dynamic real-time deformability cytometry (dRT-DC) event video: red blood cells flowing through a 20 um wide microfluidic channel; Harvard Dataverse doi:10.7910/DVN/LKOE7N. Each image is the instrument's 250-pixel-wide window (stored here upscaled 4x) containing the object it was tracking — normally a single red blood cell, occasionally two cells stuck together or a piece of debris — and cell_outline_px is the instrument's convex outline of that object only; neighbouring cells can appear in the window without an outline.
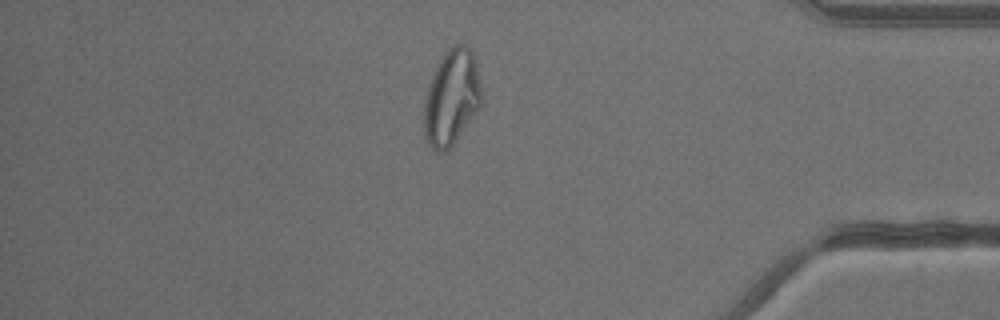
{"species": "common noctule bat (a hibernating species)", "species_latin": "Nyctalus noctula", "temperature_condition": "warm", "stored_images_in_passage": 40, "camera_frame_rate_fps": 3000, "um_per_image_px": 0.085, "animal": {"sex": "male", "body_mass_g": 13.3}, "frame": {"image": 1, "passage_image": 34, "time_ms": 11.0, "image_size_px": [1000, 320], "cell_outline_px": [[480, 108], [452, 148], [444, 152], [436, 152], [428, 144], [424, 132], [424, 104], [428, 88], [432, 76], [440, 60], [456, 44], [464, 44], [472, 52], [476, 60], [480, 84]], "centroid_in_image_um": [38.39, 8.37], "position_along_channel_um": 396.8, "area_um2": 31.79}}
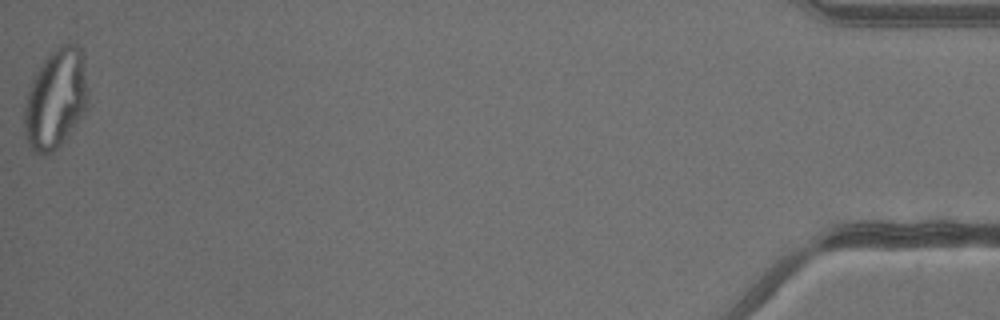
{"frame": {"image": 2, "passage_image": 40, "time_ms": 13.0, "image_size_px": [1000, 320], "cell_outline_px": [[88, 108], [84, 116], [68, 136], [52, 152], [44, 156], [40, 156], [32, 152], [24, 136], [24, 104], [28, 88], [36, 72], [44, 60], [60, 44], [76, 44], [80, 52], [88, 88]], "centroid_in_image_um": [4.72, 8.49], "position_along_channel_um": 430.5, "area_um2": 37.34}}